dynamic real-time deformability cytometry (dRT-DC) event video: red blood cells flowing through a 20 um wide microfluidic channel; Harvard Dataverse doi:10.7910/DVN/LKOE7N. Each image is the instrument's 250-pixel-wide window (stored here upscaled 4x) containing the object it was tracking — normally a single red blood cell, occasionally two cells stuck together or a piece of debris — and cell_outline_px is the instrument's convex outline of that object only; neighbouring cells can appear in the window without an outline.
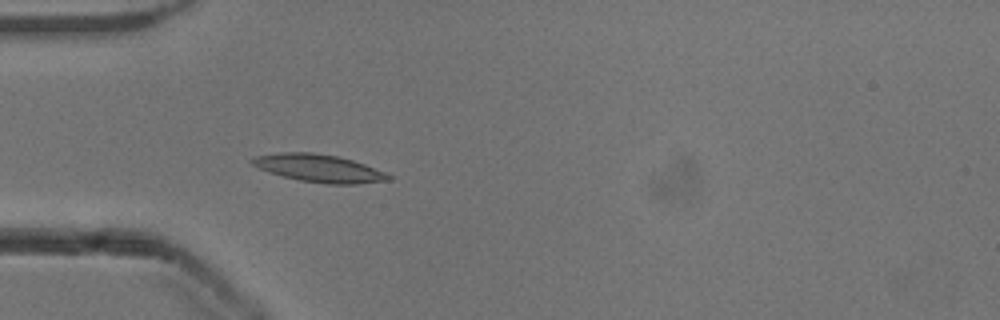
{"species": "common noctule bat (a hibernating species)", "species_latin": "Nyctalus noctula", "temperature_condition": "cold", "stored_images_in_passage": 38, "camera_frame_rate_fps": 3000, "um_per_image_px": 0.085, "animal": {"sex": "male", "body_mass_g": 13.3}, "frame": {"image": 1, "passage_image": 1, "time_ms": 0.0, "image_size_px": [1000, 320], "cell_outline_px": [[392, 180], [356, 184], [328, 184], [300, 180], [268, 172], [252, 164], [248, 160], [256, 156], [280, 152], [312, 152], [340, 156], [364, 164], [384, 172], [392, 176]], "centroid_in_image_um": [27.12, 14.29], "position_along_channel_um": 57.9, "area_um2": 21.96}}
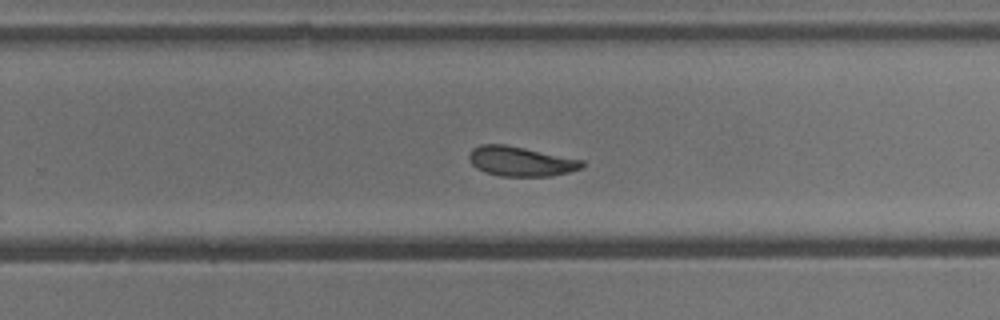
{"frame": {"image": 2, "passage_image": 19, "time_ms": 6.0, "image_size_px": [1000, 320], "cell_outline_px": [[584, 168], [552, 176], [500, 176], [484, 172], [476, 168], [468, 160], [468, 156], [472, 148], [480, 144], [504, 144], [584, 160]], "centroid_in_image_um": [44.25, 13.72], "position_along_channel_um": 285.6, "area_um2": 19.65}}
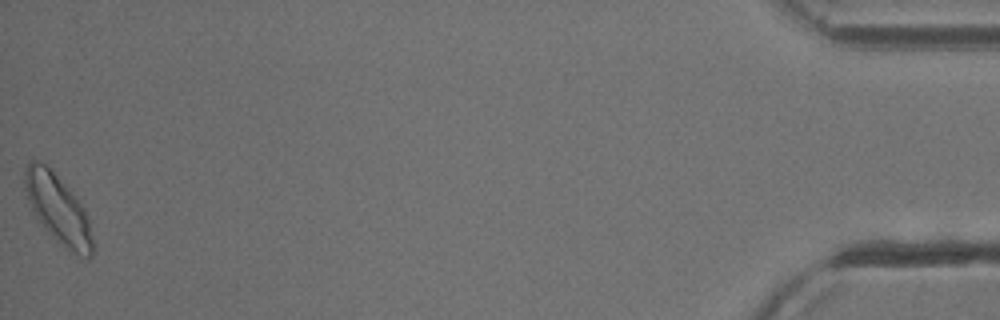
{"frame": {"image": 3, "passage_image": 38, "time_ms": 12.333, "image_size_px": [1000, 320], "cell_outline_px": [[92, 256], [88, 260], [68, 252], [44, 228], [32, 212], [24, 188], [24, 168], [28, 160], [40, 160], [76, 196], [84, 208], [88, 220], [92, 240]], "centroid_in_image_um": [4.91, 17.8], "position_along_channel_um": 430.3, "area_um2": 27.28}, "authors_computed_cell_mechanics": {"area_um2": 20.23, "velocity_mm_per_s": 3.8744, "shape_relaxation_time_tau1_ms": 7.1219, "shape_relaxation_time_tau2_ms": 5.9614, "deformation_change_tau1": 0.1471, "deformation_change_tau2": 0.1338}}